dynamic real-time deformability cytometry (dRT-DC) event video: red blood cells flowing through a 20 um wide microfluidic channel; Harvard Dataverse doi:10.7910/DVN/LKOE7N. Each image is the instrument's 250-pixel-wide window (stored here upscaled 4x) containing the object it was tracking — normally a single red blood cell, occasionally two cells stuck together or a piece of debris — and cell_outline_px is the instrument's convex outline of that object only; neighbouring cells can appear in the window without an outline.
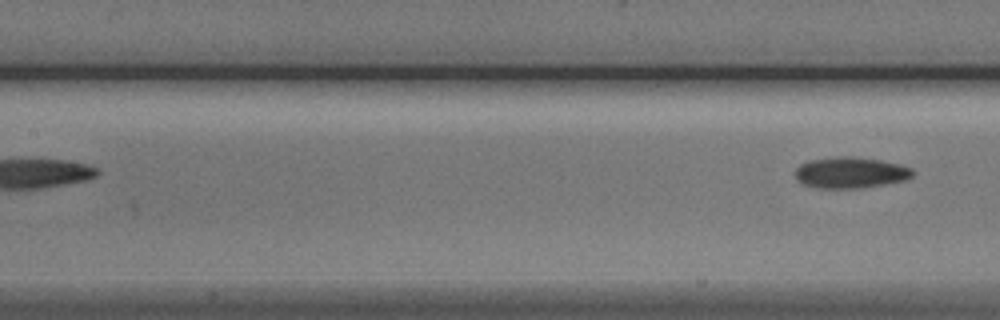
{"species": "Egyptian fruit bat (a non-hibernating species)", "species_latin": "Rousettus aegyptiacus", "temperature_condition": "cold", "stored_images_in_passage": 6, "segment_of_instrument_passage": [2, 2], "camera_frame_rate_fps": 3000, "um_per_image_px": 0.085, "animal": {"sex": "male"}, "frame": {"image": 1, "passage_image": 6, "time_ms": 6.0, "image_size_px": [1000, 320], "cell_outline_px": [[912, 176], [904, 180], [864, 188], [820, 188], [804, 184], [796, 180], [796, 168], [800, 164], [812, 160], [840, 156], [852, 156], [880, 160], [900, 164], [912, 168]], "centroid_in_image_um": [72.29, 14.67], "position_along_channel_um": 135.1, "area_um2": 21.15}}